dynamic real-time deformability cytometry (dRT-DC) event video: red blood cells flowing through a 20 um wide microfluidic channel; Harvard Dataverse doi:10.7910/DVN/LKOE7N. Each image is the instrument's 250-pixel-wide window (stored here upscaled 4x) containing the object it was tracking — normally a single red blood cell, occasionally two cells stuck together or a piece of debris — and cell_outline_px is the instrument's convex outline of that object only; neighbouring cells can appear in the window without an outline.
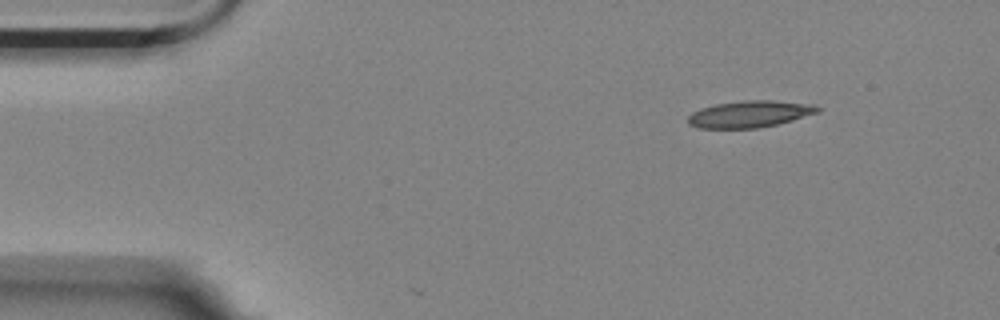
{"species": "Egyptian fruit bat (a non-hibernating species)", "species_latin": "Rousettus aegyptiacus", "temperature_condition": "room temperature", "stored_images_in_passage": 6, "segment_of_instrument_passage": [2, 2], "camera_frame_rate_fps": 3000, "um_per_image_px": 0.085, "animal": {"sex": "female"}, "frame": {"image": 1, "passage_image": 6, "time_ms": 1.667, "image_size_px": [1000, 320], "cell_outline_px": [[820, 112], [792, 120], [776, 124], [756, 128], [696, 128], [688, 124], [688, 116], [692, 112], [700, 108], [716, 104], [744, 100], [772, 100], [812, 104], [820, 108]], "centroid_in_image_um": [63.7, 9.69], "position_along_channel_um": 21.3, "area_um2": 20.17}}